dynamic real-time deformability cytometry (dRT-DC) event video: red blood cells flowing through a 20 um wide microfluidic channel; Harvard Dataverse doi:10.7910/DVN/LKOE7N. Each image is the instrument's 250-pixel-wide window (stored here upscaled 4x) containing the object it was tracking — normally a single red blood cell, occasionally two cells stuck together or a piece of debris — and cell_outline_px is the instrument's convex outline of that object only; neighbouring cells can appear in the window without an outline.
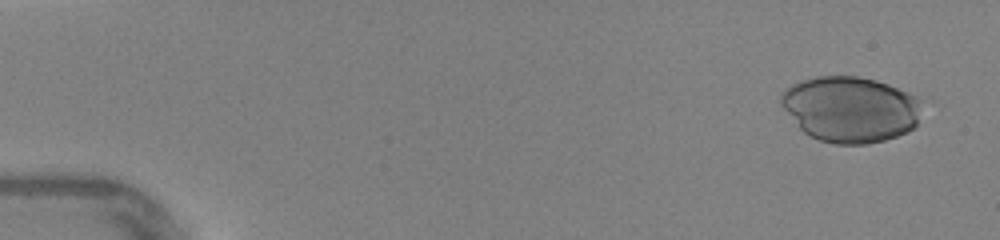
{"species": "human", "species_latin": "Homo sapiens", "temperature_condition": "warm", "stored_images_in_passage": 46, "camera_frame_rate_fps": 3000, "um_per_image_px": 0.085, "donor": {"sex": "female"}, "frame": {"image": 1, "passage_image": 3, "time_ms": 0.667, "image_size_px": [1000, 240], "cell_outline_px": [[924, 100], [916, 128], [908, 132], [884, 140], [868, 144], [836, 144], [820, 140], [804, 132], [800, 128], [780, 104], [780, 96], [792, 84], [800, 80], [816, 76], [856, 76], [876, 80], [888, 84], [916, 96]], "centroid_in_image_um": [72.33, 9.28], "position_along_channel_um": 12.7, "area_um2": 54.27}}
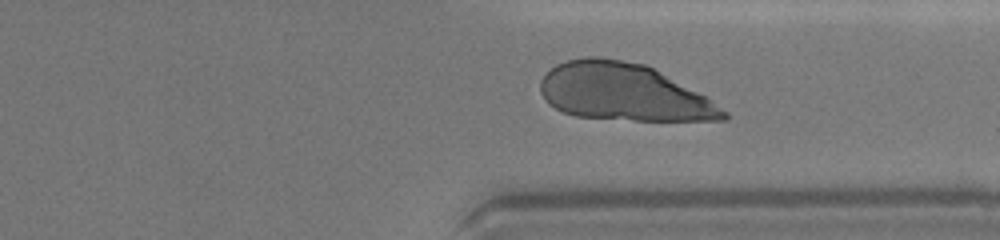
{"frame": {"image": 2, "passage_image": 36, "time_ms": 11.667, "image_size_px": [1000, 240], "cell_outline_px": [[728, 116], [724, 120], [632, 120], [576, 116], [564, 112], [548, 104], [540, 92], [540, 80], [556, 64], [568, 60], [584, 56], [600, 56], [644, 64], [652, 68], [704, 96], [728, 112]], "centroid_in_image_um": [52.95, 7.84], "position_along_channel_um": 358.5, "area_um2": 60.34}}
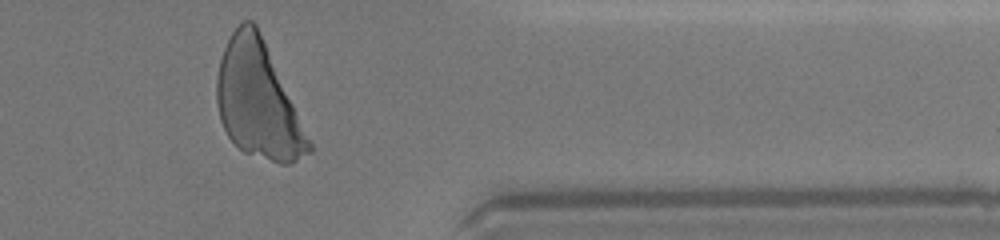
{"frame": {"image": 3, "passage_image": 39, "time_ms": 12.667, "image_size_px": [1000, 240], "cell_outline_px": [[312, 152], [288, 164], [280, 164], [244, 152], [228, 136], [220, 120], [216, 100], [216, 80], [220, 60], [224, 48], [232, 32], [240, 20], [252, 20], [256, 24], [312, 144]], "centroid_in_image_um": [21.9, 8.53], "position_along_channel_um": 389.5, "area_um2": 61.44}}